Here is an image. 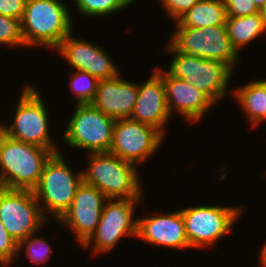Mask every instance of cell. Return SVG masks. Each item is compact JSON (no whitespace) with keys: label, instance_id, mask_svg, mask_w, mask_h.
<instances>
[{"label":"cell","instance_id":"5","mask_svg":"<svg viewBox=\"0 0 266 267\" xmlns=\"http://www.w3.org/2000/svg\"><path fill=\"white\" fill-rule=\"evenodd\" d=\"M166 50L173 53V59L167 71L169 75L193 84L215 104L227 94L226 89L234 71L229 64L182 54L170 43Z\"/></svg>","mask_w":266,"mask_h":267},{"label":"cell","instance_id":"19","mask_svg":"<svg viewBox=\"0 0 266 267\" xmlns=\"http://www.w3.org/2000/svg\"><path fill=\"white\" fill-rule=\"evenodd\" d=\"M234 98L246 113L251 128L266 121V79L254 80L233 91Z\"/></svg>","mask_w":266,"mask_h":267},{"label":"cell","instance_id":"17","mask_svg":"<svg viewBox=\"0 0 266 267\" xmlns=\"http://www.w3.org/2000/svg\"><path fill=\"white\" fill-rule=\"evenodd\" d=\"M99 80L93 107L115 120L130 118L138 95V84L123 80V77Z\"/></svg>","mask_w":266,"mask_h":267},{"label":"cell","instance_id":"31","mask_svg":"<svg viewBox=\"0 0 266 267\" xmlns=\"http://www.w3.org/2000/svg\"><path fill=\"white\" fill-rule=\"evenodd\" d=\"M259 13H260L261 16L263 17L264 22H265V24H266V1H265V3L263 4V6L261 7V9L259 10Z\"/></svg>","mask_w":266,"mask_h":267},{"label":"cell","instance_id":"32","mask_svg":"<svg viewBox=\"0 0 266 267\" xmlns=\"http://www.w3.org/2000/svg\"><path fill=\"white\" fill-rule=\"evenodd\" d=\"M256 7L260 10L266 0H253Z\"/></svg>","mask_w":266,"mask_h":267},{"label":"cell","instance_id":"2","mask_svg":"<svg viewBox=\"0 0 266 267\" xmlns=\"http://www.w3.org/2000/svg\"><path fill=\"white\" fill-rule=\"evenodd\" d=\"M61 0H26L21 23L25 47L56 49L72 31V18Z\"/></svg>","mask_w":266,"mask_h":267},{"label":"cell","instance_id":"13","mask_svg":"<svg viewBox=\"0 0 266 267\" xmlns=\"http://www.w3.org/2000/svg\"><path fill=\"white\" fill-rule=\"evenodd\" d=\"M107 199L96 187L82 182L75 193L72 205L58 220L76 234L80 246L97 229Z\"/></svg>","mask_w":266,"mask_h":267},{"label":"cell","instance_id":"16","mask_svg":"<svg viewBox=\"0 0 266 267\" xmlns=\"http://www.w3.org/2000/svg\"><path fill=\"white\" fill-rule=\"evenodd\" d=\"M166 99L163 78L156 72L142 84L130 119L155 127L165 136L164 126L171 118Z\"/></svg>","mask_w":266,"mask_h":267},{"label":"cell","instance_id":"14","mask_svg":"<svg viewBox=\"0 0 266 267\" xmlns=\"http://www.w3.org/2000/svg\"><path fill=\"white\" fill-rule=\"evenodd\" d=\"M70 33L55 49L75 70L86 71L98 80L117 77L120 72L105 49Z\"/></svg>","mask_w":266,"mask_h":267},{"label":"cell","instance_id":"3","mask_svg":"<svg viewBox=\"0 0 266 267\" xmlns=\"http://www.w3.org/2000/svg\"><path fill=\"white\" fill-rule=\"evenodd\" d=\"M83 182L96 187L108 199H142L137 166L110 152L89 153Z\"/></svg>","mask_w":266,"mask_h":267},{"label":"cell","instance_id":"11","mask_svg":"<svg viewBox=\"0 0 266 267\" xmlns=\"http://www.w3.org/2000/svg\"><path fill=\"white\" fill-rule=\"evenodd\" d=\"M139 200L107 199L97 229L82 247H94L92 254L97 255L112 250L125 236L136 237L138 218L134 217V209Z\"/></svg>","mask_w":266,"mask_h":267},{"label":"cell","instance_id":"22","mask_svg":"<svg viewBox=\"0 0 266 267\" xmlns=\"http://www.w3.org/2000/svg\"><path fill=\"white\" fill-rule=\"evenodd\" d=\"M77 11L84 16H104L129 7L135 0H74Z\"/></svg>","mask_w":266,"mask_h":267},{"label":"cell","instance_id":"4","mask_svg":"<svg viewBox=\"0 0 266 267\" xmlns=\"http://www.w3.org/2000/svg\"><path fill=\"white\" fill-rule=\"evenodd\" d=\"M62 155L57 152L49 158L38 185L33 189L40 207L42 206V214L47 220L48 213L56 220L63 216L72 205L75 193L83 182L82 171L72 172Z\"/></svg>","mask_w":266,"mask_h":267},{"label":"cell","instance_id":"20","mask_svg":"<svg viewBox=\"0 0 266 267\" xmlns=\"http://www.w3.org/2000/svg\"><path fill=\"white\" fill-rule=\"evenodd\" d=\"M227 12L223 0H200L175 24L176 27L205 28L226 26Z\"/></svg>","mask_w":266,"mask_h":267},{"label":"cell","instance_id":"28","mask_svg":"<svg viewBox=\"0 0 266 267\" xmlns=\"http://www.w3.org/2000/svg\"><path fill=\"white\" fill-rule=\"evenodd\" d=\"M165 12L176 22L200 0H160Z\"/></svg>","mask_w":266,"mask_h":267},{"label":"cell","instance_id":"25","mask_svg":"<svg viewBox=\"0 0 266 267\" xmlns=\"http://www.w3.org/2000/svg\"><path fill=\"white\" fill-rule=\"evenodd\" d=\"M0 44H8L9 47L25 46L20 20L0 14Z\"/></svg>","mask_w":266,"mask_h":267},{"label":"cell","instance_id":"10","mask_svg":"<svg viewBox=\"0 0 266 267\" xmlns=\"http://www.w3.org/2000/svg\"><path fill=\"white\" fill-rule=\"evenodd\" d=\"M46 221L33 190L0 187V222L17 243L37 233Z\"/></svg>","mask_w":266,"mask_h":267},{"label":"cell","instance_id":"18","mask_svg":"<svg viewBox=\"0 0 266 267\" xmlns=\"http://www.w3.org/2000/svg\"><path fill=\"white\" fill-rule=\"evenodd\" d=\"M136 237L157 246L162 245L172 249L190 248L180 210L138 218Z\"/></svg>","mask_w":266,"mask_h":267},{"label":"cell","instance_id":"12","mask_svg":"<svg viewBox=\"0 0 266 267\" xmlns=\"http://www.w3.org/2000/svg\"><path fill=\"white\" fill-rule=\"evenodd\" d=\"M164 139L153 126L130 118L117 119L109 152L133 164L143 163L157 152Z\"/></svg>","mask_w":266,"mask_h":267},{"label":"cell","instance_id":"29","mask_svg":"<svg viewBox=\"0 0 266 267\" xmlns=\"http://www.w3.org/2000/svg\"><path fill=\"white\" fill-rule=\"evenodd\" d=\"M26 0H0V14L21 21Z\"/></svg>","mask_w":266,"mask_h":267},{"label":"cell","instance_id":"26","mask_svg":"<svg viewBox=\"0 0 266 267\" xmlns=\"http://www.w3.org/2000/svg\"><path fill=\"white\" fill-rule=\"evenodd\" d=\"M18 243L0 222V261L10 265L18 256Z\"/></svg>","mask_w":266,"mask_h":267},{"label":"cell","instance_id":"23","mask_svg":"<svg viewBox=\"0 0 266 267\" xmlns=\"http://www.w3.org/2000/svg\"><path fill=\"white\" fill-rule=\"evenodd\" d=\"M98 79L86 71L76 70L71 74L70 88L76 95L77 104H90L97 90Z\"/></svg>","mask_w":266,"mask_h":267},{"label":"cell","instance_id":"21","mask_svg":"<svg viewBox=\"0 0 266 267\" xmlns=\"http://www.w3.org/2000/svg\"><path fill=\"white\" fill-rule=\"evenodd\" d=\"M225 25L231 44L238 54L245 45L266 32V24L259 12L243 17H227Z\"/></svg>","mask_w":266,"mask_h":267},{"label":"cell","instance_id":"27","mask_svg":"<svg viewBox=\"0 0 266 267\" xmlns=\"http://www.w3.org/2000/svg\"><path fill=\"white\" fill-rule=\"evenodd\" d=\"M227 17H243L259 12L253 0H223Z\"/></svg>","mask_w":266,"mask_h":267},{"label":"cell","instance_id":"30","mask_svg":"<svg viewBox=\"0 0 266 267\" xmlns=\"http://www.w3.org/2000/svg\"><path fill=\"white\" fill-rule=\"evenodd\" d=\"M259 255H260V257H259L260 263L259 264H261V267H266V243H264Z\"/></svg>","mask_w":266,"mask_h":267},{"label":"cell","instance_id":"1","mask_svg":"<svg viewBox=\"0 0 266 267\" xmlns=\"http://www.w3.org/2000/svg\"><path fill=\"white\" fill-rule=\"evenodd\" d=\"M53 154L50 149L12 139L0 130V187L33 190Z\"/></svg>","mask_w":266,"mask_h":267},{"label":"cell","instance_id":"24","mask_svg":"<svg viewBox=\"0 0 266 267\" xmlns=\"http://www.w3.org/2000/svg\"><path fill=\"white\" fill-rule=\"evenodd\" d=\"M24 246L26 248L25 256L33 264L43 265V263L45 264V262L52 256L51 244L43 236L38 237L36 233L31 234L26 239H23L18 243L19 254H21V250L23 251Z\"/></svg>","mask_w":266,"mask_h":267},{"label":"cell","instance_id":"33","mask_svg":"<svg viewBox=\"0 0 266 267\" xmlns=\"http://www.w3.org/2000/svg\"><path fill=\"white\" fill-rule=\"evenodd\" d=\"M6 267V265L2 262V261H0V267Z\"/></svg>","mask_w":266,"mask_h":267},{"label":"cell","instance_id":"6","mask_svg":"<svg viewBox=\"0 0 266 267\" xmlns=\"http://www.w3.org/2000/svg\"><path fill=\"white\" fill-rule=\"evenodd\" d=\"M20 95L13 123H0V130L12 139L60 152L49 134V113L39 90L26 84Z\"/></svg>","mask_w":266,"mask_h":267},{"label":"cell","instance_id":"15","mask_svg":"<svg viewBox=\"0 0 266 267\" xmlns=\"http://www.w3.org/2000/svg\"><path fill=\"white\" fill-rule=\"evenodd\" d=\"M156 69L155 71L163 78L170 114L175 110L190 123H196L205 117L208 109L214 105L205 93L184 79L174 78L163 69Z\"/></svg>","mask_w":266,"mask_h":267},{"label":"cell","instance_id":"7","mask_svg":"<svg viewBox=\"0 0 266 267\" xmlns=\"http://www.w3.org/2000/svg\"><path fill=\"white\" fill-rule=\"evenodd\" d=\"M242 210L243 206L219 205H198L180 209L190 248L215 245L221 237L230 234Z\"/></svg>","mask_w":266,"mask_h":267},{"label":"cell","instance_id":"9","mask_svg":"<svg viewBox=\"0 0 266 267\" xmlns=\"http://www.w3.org/2000/svg\"><path fill=\"white\" fill-rule=\"evenodd\" d=\"M114 125V118L91 104H77L63 139L71 148H83L89 153L109 152Z\"/></svg>","mask_w":266,"mask_h":267},{"label":"cell","instance_id":"8","mask_svg":"<svg viewBox=\"0 0 266 267\" xmlns=\"http://www.w3.org/2000/svg\"><path fill=\"white\" fill-rule=\"evenodd\" d=\"M173 31L169 43L178 52L236 67L240 56L231 44L226 26L176 27Z\"/></svg>","mask_w":266,"mask_h":267}]
</instances>
